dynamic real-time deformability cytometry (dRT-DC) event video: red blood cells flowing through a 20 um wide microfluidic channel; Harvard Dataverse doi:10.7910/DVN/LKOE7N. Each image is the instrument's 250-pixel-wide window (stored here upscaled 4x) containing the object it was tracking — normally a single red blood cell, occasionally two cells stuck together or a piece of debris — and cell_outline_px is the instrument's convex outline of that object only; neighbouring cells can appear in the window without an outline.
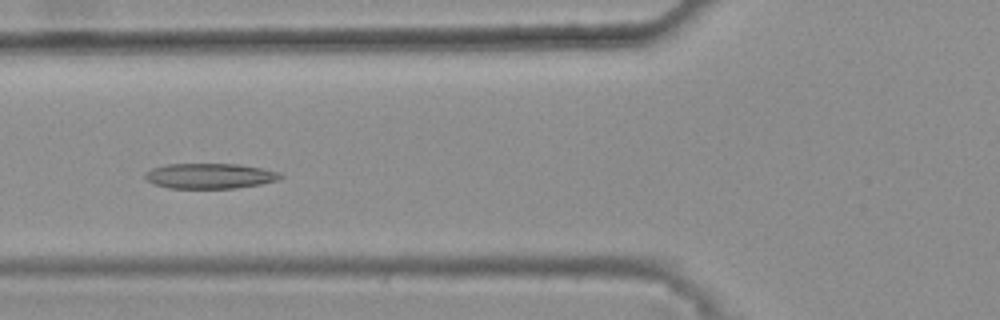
{"species": "common noctule bat (a hibernating species)", "species_latin": "Nyctalus noctula", "temperature_condition": "warm", "stored_images_in_passage": 42, "camera_frame_rate_fps": 3000, "um_per_image_px": 0.085, "animal": {"sex": "female", "body_mass_g": 25.1}, "frame": {"image": 1, "passage_image": 19, "time_ms": 6.0, "image_size_px": [1000, 320], "cell_outline_px": [[284, 176], [280, 180], [260, 184], [236, 188], [168, 188], [152, 184], [144, 176], [144, 172], [152, 168], [168, 164], [240, 164], [264, 168], [280, 172]], "centroid_in_image_um": [17.86, 14.95], "position_along_channel_um": 107.9, "area_um2": 20.17}}
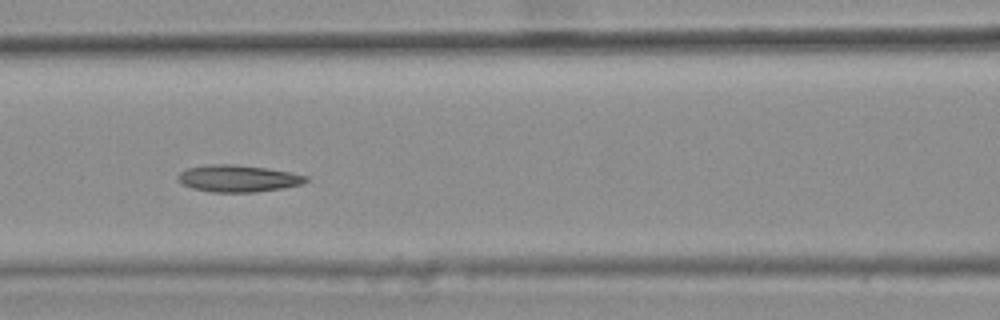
{"frame": {"image": 2, "passage_image": 22, "time_ms": 7.0, "image_size_px": [1000, 320], "cell_outline_px": [[308, 180], [300, 184], [284, 188], [256, 192], [212, 192], [192, 188], [176, 180], [176, 176], [180, 172], [188, 168], [208, 164], [232, 164], [268, 168], [308, 176]], "centroid_in_image_um": [20.21, 15.17], "position_along_channel_um": 146.4, "area_um2": 20.06}}
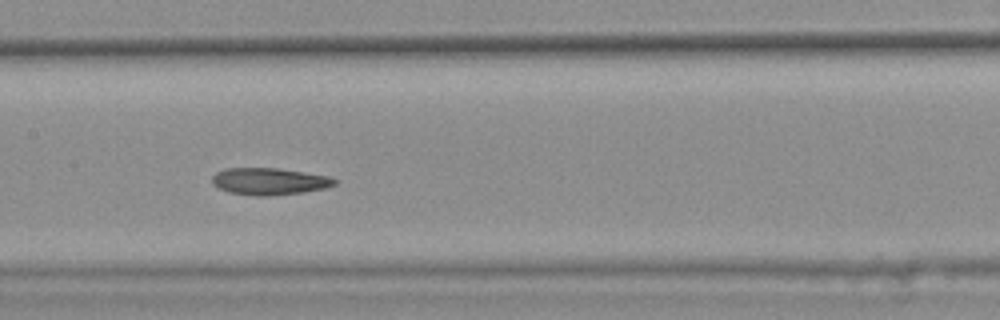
{"frame": {"image": 3, "passage_image": 25, "time_ms": 8.0, "image_size_px": [1000, 320], "cell_outline_px": [[336, 184], [324, 188], [304, 192], [268, 196], [256, 196], [228, 192], [212, 184], [212, 176], [216, 172], [224, 168], [276, 168], [328, 176], [336, 180]], "centroid_in_image_um": [22.85, 15.42], "position_along_channel_um": 184.6, "area_um2": 19.13}, "authors_computed_cell_mechanics": {"area_um2": 19.8254, "velocity_mm_per_s": 3.8289, "shape_relaxation_time_tau1_ms": null, "shape_relaxation_time_tau2_ms": 10.244, "deformation_change_tau1": null, "deformation_change_tau2": 0.1706}}